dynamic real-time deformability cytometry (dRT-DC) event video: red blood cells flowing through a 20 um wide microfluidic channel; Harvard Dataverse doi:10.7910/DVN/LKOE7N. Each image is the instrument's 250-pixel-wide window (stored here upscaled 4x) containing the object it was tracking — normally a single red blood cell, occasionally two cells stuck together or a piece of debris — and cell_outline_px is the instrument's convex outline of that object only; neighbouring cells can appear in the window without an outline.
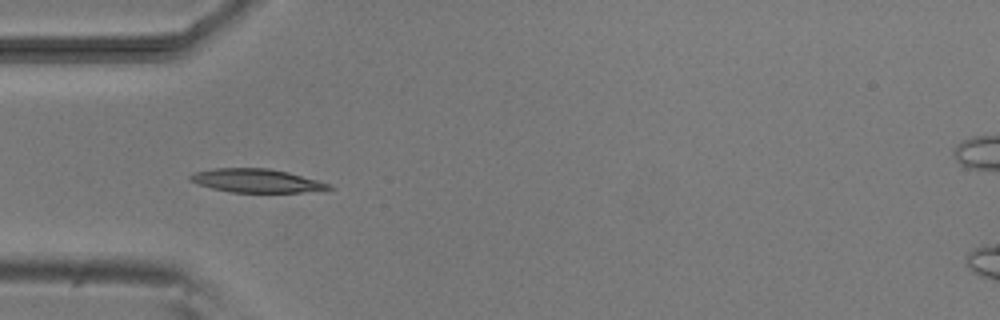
{"species": "common noctule bat (a hibernating species)", "species_latin": "Nyctalus noctula", "temperature_condition": "room temperature", "stored_images_in_passage": 9, "camera_frame_rate_fps": 3000, "um_per_image_px": 0.085, "animal": {"sex": "male", "body_mass_g": 20.5, "forearm_length_mm": 52.5}, "frame": {"image": 1, "passage_image": 4, "time_ms": 4.333, "image_size_px": [1000, 320], "cell_outline_px": [[336, 188], [300, 192], [232, 192], [212, 188], [188, 180], [188, 176], [196, 172], [216, 168], [268, 168], [288, 172], [332, 184]], "centroid_in_image_um": [21.82, 15.35], "position_along_channel_um": 63.2, "area_um2": 18.84}}
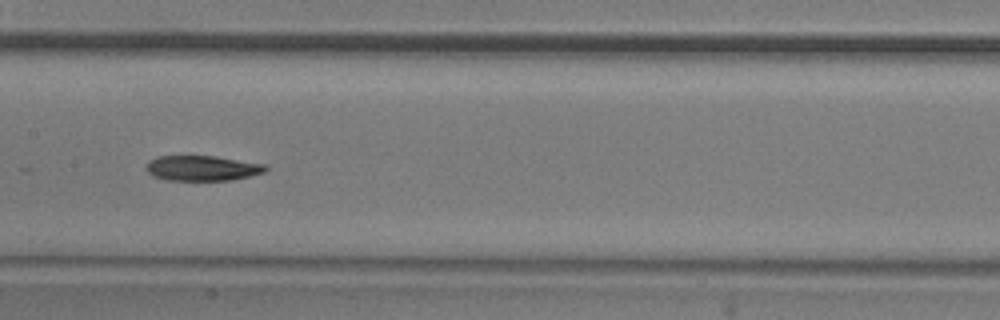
{"frame": {"image": 2, "passage_image": 7, "time_ms": 7.667, "image_size_px": [1000, 320], "cell_outline_px": [[268, 168], [264, 172], [248, 176], [228, 180], [164, 180], [152, 176], [144, 168], [152, 160], [160, 156], [216, 156], [268, 164]], "centroid_in_image_um": [17.21, 14.29], "position_along_channel_um": 190.2, "area_um2": 17.51}}
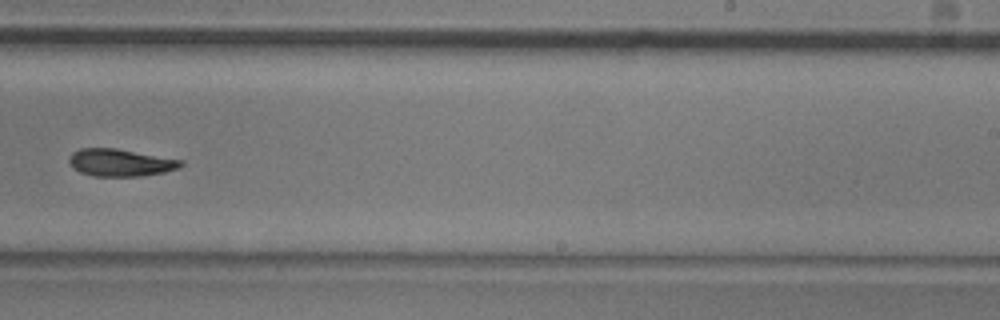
{"frame": {"image": 3, "passage_image": 9, "time_ms": 10.0, "image_size_px": [1000, 320], "cell_outline_px": [[184, 164], [180, 168], [164, 172], [140, 176], [92, 176], [80, 172], [72, 168], [68, 160], [72, 152], [80, 148], [116, 148], [184, 160]], "centroid_in_image_um": [10.24, 13.82], "position_along_channel_um": 278.8, "area_um2": 17.98}}